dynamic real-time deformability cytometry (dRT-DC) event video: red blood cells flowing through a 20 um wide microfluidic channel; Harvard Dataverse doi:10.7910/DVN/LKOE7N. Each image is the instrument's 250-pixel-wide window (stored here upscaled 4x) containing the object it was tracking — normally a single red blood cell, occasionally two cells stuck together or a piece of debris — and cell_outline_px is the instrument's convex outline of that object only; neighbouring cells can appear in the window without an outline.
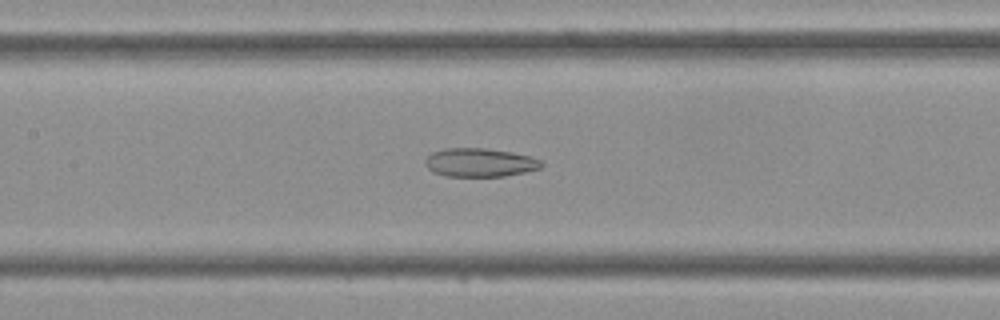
{"species": "Egyptian fruit bat (a non-hibernating species)", "species_latin": "Rousettus aegyptiacus", "temperature_condition": "cold", "stored_images_in_passage": 44, "camera_frame_rate_fps": 3000, "um_per_image_px": 0.085, "frame": {"image": 1, "passage_image": 20, "time_ms": 6.333, "image_size_px": [1000, 320], "cell_outline_px": [[544, 164], [540, 168], [524, 172], [504, 176], [448, 176], [432, 172], [424, 164], [424, 160], [432, 152], [444, 148], [484, 148], [512, 152], [544, 160]], "centroid_in_image_um": [40.78, 13.81], "position_along_channel_um": 166.6, "area_um2": 19.42}}
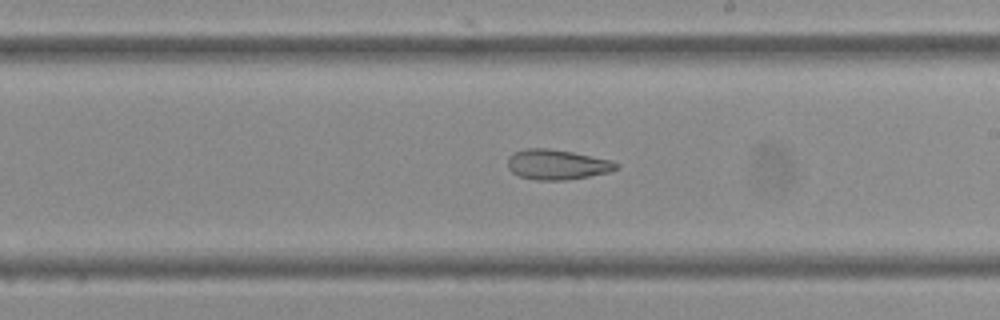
{"frame": {"image": 2, "passage_image": 25, "time_ms": 8.0, "image_size_px": [1000, 320], "cell_outline_px": [[620, 168], [612, 172], [564, 180], [536, 180], [520, 176], [512, 172], [508, 168], [508, 156], [524, 148], [548, 148], [572, 152], [612, 160], [620, 164]], "centroid_in_image_um": [47.39, 13.98], "position_along_channel_um": 241.6, "area_um2": 19.13}}
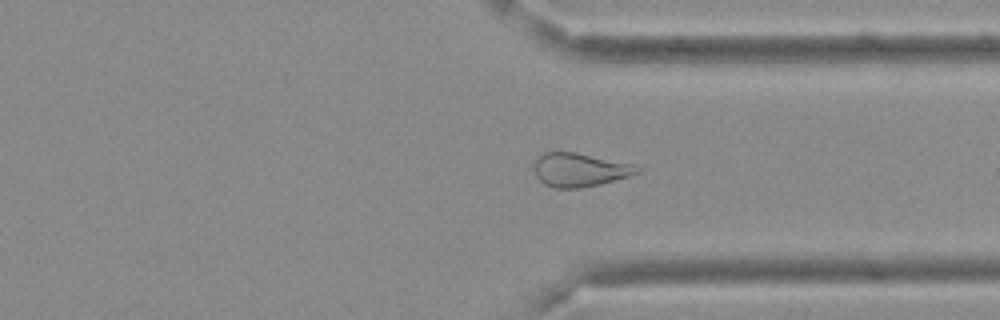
{"frame": {"image": 3, "passage_image": 33, "time_ms": 10.667, "image_size_px": [1000, 320], "cell_outline_px": [[640, 172], [632, 176], [600, 184], [580, 188], [556, 188], [544, 184], [536, 176], [532, 164], [544, 152], [576, 152], [632, 164], [640, 168]], "centroid_in_image_um": [49.27, 14.44], "position_along_channel_um": 362.1, "area_um2": 20.23}}